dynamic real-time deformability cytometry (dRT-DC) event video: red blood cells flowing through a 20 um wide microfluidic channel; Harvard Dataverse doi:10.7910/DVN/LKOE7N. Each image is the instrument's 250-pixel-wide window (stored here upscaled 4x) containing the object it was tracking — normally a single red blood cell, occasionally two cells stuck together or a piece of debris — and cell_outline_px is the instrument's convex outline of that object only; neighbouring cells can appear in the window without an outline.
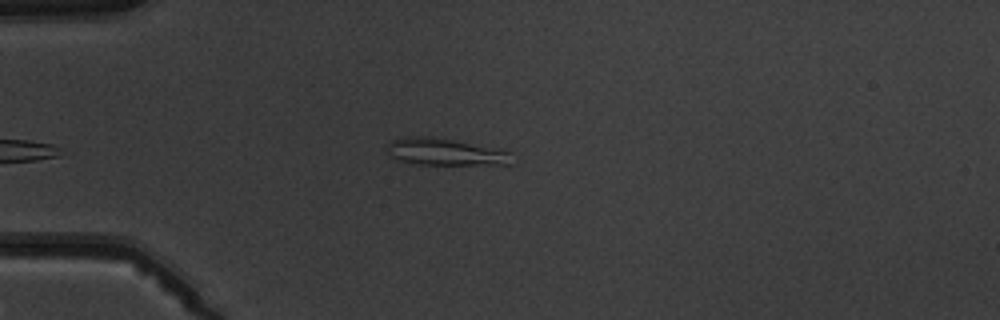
{"species": "common noctule bat (a hibernating species)", "species_latin": "Nyctalus noctula", "temperature_condition": "warm", "stored_images_in_passage": 5, "camera_frame_rate_fps": 3000, "um_per_image_px": 0.085, "animal": {"sex": "male", "body_mass_g": 19.5, "forearm_length_mm": 54.6}, "frame": {"image": 1, "passage_image": 5, "time_ms": 4.667, "image_size_px": [1000, 320], "cell_outline_px": [[512, 164], [416, 164], [396, 160], [388, 152], [388, 144], [392, 140], [412, 136], [428, 136], [452, 140], [512, 152]], "centroid_in_image_um": [37.82, 12.92], "position_along_channel_um": 47.2, "area_um2": 19.19}}